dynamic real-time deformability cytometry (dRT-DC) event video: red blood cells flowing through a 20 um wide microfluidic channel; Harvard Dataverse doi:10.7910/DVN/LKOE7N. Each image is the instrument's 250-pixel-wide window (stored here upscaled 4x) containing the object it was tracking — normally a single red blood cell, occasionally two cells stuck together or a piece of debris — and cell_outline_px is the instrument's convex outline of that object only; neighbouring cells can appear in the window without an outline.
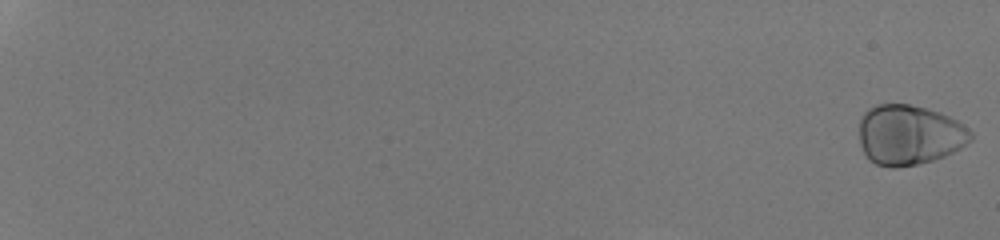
{"species": "human", "species_latin": "Homo sapiens", "temperature_condition": "room temperature", "stored_images_in_passage": 38, "camera_frame_rate_fps": 3000, "um_per_image_px": 0.085, "donor": {"sex": "male"}, "frame": {"image": 1, "passage_image": 1, "time_ms": 0.0, "image_size_px": [1000, 240], "cell_outline_px": [[972, 140], [960, 148], [944, 156], [932, 160], [916, 164], [896, 168], [892, 168], [876, 164], [868, 160], [860, 144], [860, 116], [868, 108], [876, 104], [908, 104], [940, 112], [956, 120], [968, 128], [972, 132]], "centroid_in_image_um": [77.27, 11.46], "position_along_channel_um": 7.7, "area_um2": 39.13}}
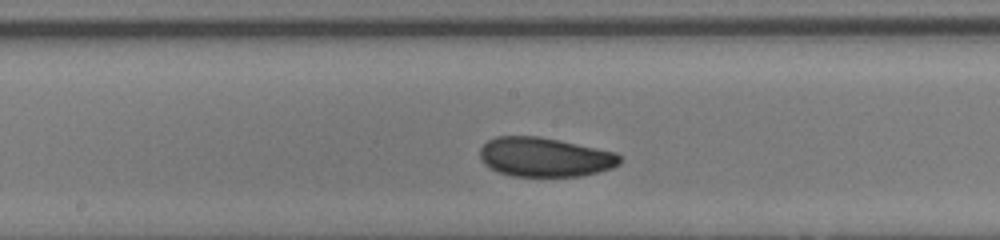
{"frame": {"image": 2, "passage_image": 24, "time_ms": 7.667, "image_size_px": [1000, 240], "cell_outline_px": [[620, 164], [612, 168], [600, 172], [580, 176], [512, 176], [496, 172], [488, 168], [484, 164], [480, 156], [480, 148], [488, 140], [496, 136], [540, 136], [560, 140], [616, 152], [620, 156]], "centroid_in_image_um": [46.29, 13.35], "position_along_channel_um": 201.9, "area_um2": 32.31}}
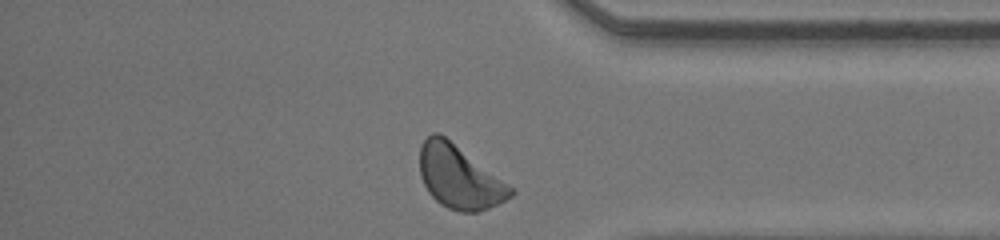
{"frame": {"image": 3, "passage_image": 38, "time_ms": 12.333, "image_size_px": [1000, 240], "cell_outline_px": [[516, 192], [512, 196], [480, 212], [460, 212], [448, 208], [440, 204], [428, 192], [420, 176], [420, 144], [432, 132], [436, 132], [444, 136], [516, 188]], "centroid_in_image_um": [39.06, 15.06], "position_along_channel_um": 396.1, "area_um2": 33.52}, "authors_computed_cell_mechanics": {"area_um2": 33.1483, "velocity_mm_per_s": 4.2601, "shape_relaxation_time_tau1_ms": 2.4911, "shape_relaxation_time_tau2_ms": null, "deformation_change_tau1": 0.0901, "deformation_change_tau2": null}}